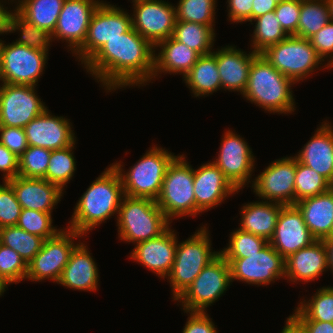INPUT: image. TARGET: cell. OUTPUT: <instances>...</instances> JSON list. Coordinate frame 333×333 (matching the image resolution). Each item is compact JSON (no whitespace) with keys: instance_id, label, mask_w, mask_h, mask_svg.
I'll return each mask as SVG.
<instances>
[{"instance_id":"6f0895ef","label":"cell","mask_w":333,"mask_h":333,"mask_svg":"<svg viewBox=\"0 0 333 333\" xmlns=\"http://www.w3.org/2000/svg\"><path fill=\"white\" fill-rule=\"evenodd\" d=\"M280 333H304L301 327L289 316L285 321V326Z\"/></svg>"},{"instance_id":"4316f807","label":"cell","mask_w":333,"mask_h":333,"mask_svg":"<svg viewBox=\"0 0 333 333\" xmlns=\"http://www.w3.org/2000/svg\"><path fill=\"white\" fill-rule=\"evenodd\" d=\"M88 249V245L81 241L74 247L57 284L78 291L98 290L99 270Z\"/></svg>"},{"instance_id":"1f68e13d","label":"cell","mask_w":333,"mask_h":333,"mask_svg":"<svg viewBox=\"0 0 333 333\" xmlns=\"http://www.w3.org/2000/svg\"><path fill=\"white\" fill-rule=\"evenodd\" d=\"M65 0H12L15 10L34 26L52 34Z\"/></svg>"},{"instance_id":"f6af8a7d","label":"cell","mask_w":333,"mask_h":333,"mask_svg":"<svg viewBox=\"0 0 333 333\" xmlns=\"http://www.w3.org/2000/svg\"><path fill=\"white\" fill-rule=\"evenodd\" d=\"M28 264L12 248L0 243V280L8 287L25 281Z\"/></svg>"},{"instance_id":"836d02e7","label":"cell","mask_w":333,"mask_h":333,"mask_svg":"<svg viewBox=\"0 0 333 333\" xmlns=\"http://www.w3.org/2000/svg\"><path fill=\"white\" fill-rule=\"evenodd\" d=\"M307 300V301H306ZM293 320H316L333 323V288L323 286L309 298L300 299L293 314Z\"/></svg>"},{"instance_id":"cb8c5ba5","label":"cell","mask_w":333,"mask_h":333,"mask_svg":"<svg viewBox=\"0 0 333 333\" xmlns=\"http://www.w3.org/2000/svg\"><path fill=\"white\" fill-rule=\"evenodd\" d=\"M8 182L22 209L52 213L66 192L58 185L41 178L17 176Z\"/></svg>"},{"instance_id":"9c48e42d","label":"cell","mask_w":333,"mask_h":333,"mask_svg":"<svg viewBox=\"0 0 333 333\" xmlns=\"http://www.w3.org/2000/svg\"><path fill=\"white\" fill-rule=\"evenodd\" d=\"M232 285L229 263L219 254L175 300L187 312H207Z\"/></svg>"},{"instance_id":"83f0119b","label":"cell","mask_w":333,"mask_h":333,"mask_svg":"<svg viewBox=\"0 0 333 333\" xmlns=\"http://www.w3.org/2000/svg\"><path fill=\"white\" fill-rule=\"evenodd\" d=\"M200 56L198 52L190 49L171 36L159 42L154 47V71L152 80H156V78L160 77L163 73L164 75L167 73L177 75L179 73L183 78L192 69Z\"/></svg>"},{"instance_id":"11a10c76","label":"cell","mask_w":333,"mask_h":333,"mask_svg":"<svg viewBox=\"0 0 333 333\" xmlns=\"http://www.w3.org/2000/svg\"><path fill=\"white\" fill-rule=\"evenodd\" d=\"M284 0H253L252 3V20L266 14L267 12L274 11L276 5Z\"/></svg>"},{"instance_id":"3957f363","label":"cell","mask_w":333,"mask_h":333,"mask_svg":"<svg viewBox=\"0 0 333 333\" xmlns=\"http://www.w3.org/2000/svg\"><path fill=\"white\" fill-rule=\"evenodd\" d=\"M295 84L258 54L252 60L242 97L270 114H293L296 102L291 87Z\"/></svg>"},{"instance_id":"816d5d0a","label":"cell","mask_w":333,"mask_h":333,"mask_svg":"<svg viewBox=\"0 0 333 333\" xmlns=\"http://www.w3.org/2000/svg\"><path fill=\"white\" fill-rule=\"evenodd\" d=\"M253 0H227L228 21L241 24L252 21Z\"/></svg>"},{"instance_id":"6125c7cd","label":"cell","mask_w":333,"mask_h":333,"mask_svg":"<svg viewBox=\"0 0 333 333\" xmlns=\"http://www.w3.org/2000/svg\"><path fill=\"white\" fill-rule=\"evenodd\" d=\"M143 1H146V0H132L131 3L135 4V3H138V2H143Z\"/></svg>"},{"instance_id":"f5cc1de1","label":"cell","mask_w":333,"mask_h":333,"mask_svg":"<svg viewBox=\"0 0 333 333\" xmlns=\"http://www.w3.org/2000/svg\"><path fill=\"white\" fill-rule=\"evenodd\" d=\"M19 157L9 151L0 143V172L3 173L2 181H8L18 176Z\"/></svg>"},{"instance_id":"52a82bcc","label":"cell","mask_w":333,"mask_h":333,"mask_svg":"<svg viewBox=\"0 0 333 333\" xmlns=\"http://www.w3.org/2000/svg\"><path fill=\"white\" fill-rule=\"evenodd\" d=\"M186 155H177L169 164L156 203L171 221L195 217L193 166Z\"/></svg>"},{"instance_id":"4dcf8cb0","label":"cell","mask_w":333,"mask_h":333,"mask_svg":"<svg viewBox=\"0 0 333 333\" xmlns=\"http://www.w3.org/2000/svg\"><path fill=\"white\" fill-rule=\"evenodd\" d=\"M194 97H207L222 89L216 57L213 53L201 55L192 69L182 78Z\"/></svg>"},{"instance_id":"db71d44e","label":"cell","mask_w":333,"mask_h":333,"mask_svg":"<svg viewBox=\"0 0 333 333\" xmlns=\"http://www.w3.org/2000/svg\"><path fill=\"white\" fill-rule=\"evenodd\" d=\"M304 333H333V323L316 320H294Z\"/></svg>"},{"instance_id":"7dc6e473","label":"cell","mask_w":333,"mask_h":333,"mask_svg":"<svg viewBox=\"0 0 333 333\" xmlns=\"http://www.w3.org/2000/svg\"><path fill=\"white\" fill-rule=\"evenodd\" d=\"M300 10L301 0H284L276 5L274 12L288 36H297Z\"/></svg>"},{"instance_id":"e575fe53","label":"cell","mask_w":333,"mask_h":333,"mask_svg":"<svg viewBox=\"0 0 333 333\" xmlns=\"http://www.w3.org/2000/svg\"><path fill=\"white\" fill-rule=\"evenodd\" d=\"M214 29L215 27L198 23L176 21L172 37L200 55H206L214 50L213 46L216 40Z\"/></svg>"},{"instance_id":"f35d334b","label":"cell","mask_w":333,"mask_h":333,"mask_svg":"<svg viewBox=\"0 0 333 333\" xmlns=\"http://www.w3.org/2000/svg\"><path fill=\"white\" fill-rule=\"evenodd\" d=\"M76 142L64 149L51 150L50 162L43 179L58 185L64 190L70 180H72L76 171V159L74 156V148Z\"/></svg>"},{"instance_id":"d6a6232c","label":"cell","mask_w":333,"mask_h":333,"mask_svg":"<svg viewBox=\"0 0 333 333\" xmlns=\"http://www.w3.org/2000/svg\"><path fill=\"white\" fill-rule=\"evenodd\" d=\"M19 33V38L13 42L49 53L52 35L45 29L38 28L23 18L14 8H10L6 21V33Z\"/></svg>"},{"instance_id":"4fadbf2b","label":"cell","mask_w":333,"mask_h":333,"mask_svg":"<svg viewBox=\"0 0 333 333\" xmlns=\"http://www.w3.org/2000/svg\"><path fill=\"white\" fill-rule=\"evenodd\" d=\"M220 143L218 156L212 162L237 190H243L242 188L254 180L252 179V172L256 169L254 153L246 140L231 129L225 130Z\"/></svg>"},{"instance_id":"44dd1931","label":"cell","mask_w":333,"mask_h":333,"mask_svg":"<svg viewBox=\"0 0 333 333\" xmlns=\"http://www.w3.org/2000/svg\"><path fill=\"white\" fill-rule=\"evenodd\" d=\"M316 239L310 233L296 205L281 207L274 234L269 243L286 259L298 250L310 246Z\"/></svg>"},{"instance_id":"7a4b0ae2","label":"cell","mask_w":333,"mask_h":333,"mask_svg":"<svg viewBox=\"0 0 333 333\" xmlns=\"http://www.w3.org/2000/svg\"><path fill=\"white\" fill-rule=\"evenodd\" d=\"M123 196L120 175L110 164L81 195L66 227L87 236L88 232L118 214Z\"/></svg>"},{"instance_id":"484cf974","label":"cell","mask_w":333,"mask_h":333,"mask_svg":"<svg viewBox=\"0 0 333 333\" xmlns=\"http://www.w3.org/2000/svg\"><path fill=\"white\" fill-rule=\"evenodd\" d=\"M284 264V279L289 283L305 284L318 279L323 272L329 271L327 249L323 240H316L310 246L291 254Z\"/></svg>"},{"instance_id":"d4e9b609","label":"cell","mask_w":333,"mask_h":333,"mask_svg":"<svg viewBox=\"0 0 333 333\" xmlns=\"http://www.w3.org/2000/svg\"><path fill=\"white\" fill-rule=\"evenodd\" d=\"M314 132L294 157L333 185V125L325 119Z\"/></svg>"},{"instance_id":"681fc988","label":"cell","mask_w":333,"mask_h":333,"mask_svg":"<svg viewBox=\"0 0 333 333\" xmlns=\"http://www.w3.org/2000/svg\"><path fill=\"white\" fill-rule=\"evenodd\" d=\"M0 143L17 157H20L28 148L25 130L21 127L0 125Z\"/></svg>"},{"instance_id":"2e32d148","label":"cell","mask_w":333,"mask_h":333,"mask_svg":"<svg viewBox=\"0 0 333 333\" xmlns=\"http://www.w3.org/2000/svg\"><path fill=\"white\" fill-rule=\"evenodd\" d=\"M36 90V86L0 83V125L24 128L42 114L48 107Z\"/></svg>"},{"instance_id":"5b68a950","label":"cell","mask_w":333,"mask_h":333,"mask_svg":"<svg viewBox=\"0 0 333 333\" xmlns=\"http://www.w3.org/2000/svg\"><path fill=\"white\" fill-rule=\"evenodd\" d=\"M115 218L119 239L133 245L158 237L172 223L155 200L126 195L121 200Z\"/></svg>"},{"instance_id":"c3c4849f","label":"cell","mask_w":333,"mask_h":333,"mask_svg":"<svg viewBox=\"0 0 333 333\" xmlns=\"http://www.w3.org/2000/svg\"><path fill=\"white\" fill-rule=\"evenodd\" d=\"M312 46L315 48L318 56L324 64L333 68V21H329L316 34L309 38ZM327 60V61H326ZM327 62V63H325Z\"/></svg>"},{"instance_id":"9a60e30c","label":"cell","mask_w":333,"mask_h":333,"mask_svg":"<svg viewBox=\"0 0 333 333\" xmlns=\"http://www.w3.org/2000/svg\"><path fill=\"white\" fill-rule=\"evenodd\" d=\"M296 158L286 156L271 162L258 174L251 188L258 199L295 205Z\"/></svg>"},{"instance_id":"7bdbcfd3","label":"cell","mask_w":333,"mask_h":333,"mask_svg":"<svg viewBox=\"0 0 333 333\" xmlns=\"http://www.w3.org/2000/svg\"><path fill=\"white\" fill-rule=\"evenodd\" d=\"M52 223V213L22 209L16 226L46 240L62 230V228L57 229V226H53Z\"/></svg>"},{"instance_id":"e0dca14e","label":"cell","mask_w":333,"mask_h":333,"mask_svg":"<svg viewBox=\"0 0 333 333\" xmlns=\"http://www.w3.org/2000/svg\"><path fill=\"white\" fill-rule=\"evenodd\" d=\"M171 2L146 0L133 4L132 28L153 47L172 36L177 21Z\"/></svg>"},{"instance_id":"f546056e","label":"cell","mask_w":333,"mask_h":333,"mask_svg":"<svg viewBox=\"0 0 333 333\" xmlns=\"http://www.w3.org/2000/svg\"><path fill=\"white\" fill-rule=\"evenodd\" d=\"M283 204L258 200L243 204L240 214V230L266 239L274 234L277 219Z\"/></svg>"},{"instance_id":"be15d7a7","label":"cell","mask_w":333,"mask_h":333,"mask_svg":"<svg viewBox=\"0 0 333 333\" xmlns=\"http://www.w3.org/2000/svg\"><path fill=\"white\" fill-rule=\"evenodd\" d=\"M328 239L333 240V229H332L331 234L329 235Z\"/></svg>"},{"instance_id":"8fae6325","label":"cell","mask_w":333,"mask_h":333,"mask_svg":"<svg viewBox=\"0 0 333 333\" xmlns=\"http://www.w3.org/2000/svg\"><path fill=\"white\" fill-rule=\"evenodd\" d=\"M47 59L46 52L0 39V82L37 87Z\"/></svg>"},{"instance_id":"ee69618b","label":"cell","mask_w":333,"mask_h":333,"mask_svg":"<svg viewBox=\"0 0 333 333\" xmlns=\"http://www.w3.org/2000/svg\"><path fill=\"white\" fill-rule=\"evenodd\" d=\"M50 156L51 150L49 149L28 146L19 157L18 176L43 179L50 162Z\"/></svg>"},{"instance_id":"f1b7e54d","label":"cell","mask_w":333,"mask_h":333,"mask_svg":"<svg viewBox=\"0 0 333 333\" xmlns=\"http://www.w3.org/2000/svg\"><path fill=\"white\" fill-rule=\"evenodd\" d=\"M316 240L328 238L333 229V188L295 203Z\"/></svg>"},{"instance_id":"8992f818","label":"cell","mask_w":333,"mask_h":333,"mask_svg":"<svg viewBox=\"0 0 333 333\" xmlns=\"http://www.w3.org/2000/svg\"><path fill=\"white\" fill-rule=\"evenodd\" d=\"M207 225L202 224L185 241L179 242L177 239L174 263L166 277L170 283L173 301L195 280L202 269L220 254V251L212 250Z\"/></svg>"},{"instance_id":"8d00e7d4","label":"cell","mask_w":333,"mask_h":333,"mask_svg":"<svg viewBox=\"0 0 333 333\" xmlns=\"http://www.w3.org/2000/svg\"><path fill=\"white\" fill-rule=\"evenodd\" d=\"M330 21L326 0H301L297 36L309 39Z\"/></svg>"},{"instance_id":"603a6c76","label":"cell","mask_w":333,"mask_h":333,"mask_svg":"<svg viewBox=\"0 0 333 333\" xmlns=\"http://www.w3.org/2000/svg\"><path fill=\"white\" fill-rule=\"evenodd\" d=\"M212 53L216 57L222 90L238 92L243 95L247 83L252 60L258 55L250 49L247 54L235 45H226Z\"/></svg>"},{"instance_id":"9f6ffc18","label":"cell","mask_w":333,"mask_h":333,"mask_svg":"<svg viewBox=\"0 0 333 333\" xmlns=\"http://www.w3.org/2000/svg\"><path fill=\"white\" fill-rule=\"evenodd\" d=\"M10 1L11 4L12 0H0V35H3L4 33H6V21L8 18V12H9V8L8 6H6V4H8ZM8 2V3H6ZM5 4V5H4Z\"/></svg>"},{"instance_id":"bcb514c9","label":"cell","mask_w":333,"mask_h":333,"mask_svg":"<svg viewBox=\"0 0 333 333\" xmlns=\"http://www.w3.org/2000/svg\"><path fill=\"white\" fill-rule=\"evenodd\" d=\"M22 207L8 181L0 183V228L16 226Z\"/></svg>"},{"instance_id":"7c38bea8","label":"cell","mask_w":333,"mask_h":333,"mask_svg":"<svg viewBox=\"0 0 333 333\" xmlns=\"http://www.w3.org/2000/svg\"><path fill=\"white\" fill-rule=\"evenodd\" d=\"M83 237L85 236L63 227L54 237L44 240L40 251L28 263L25 279L36 283L47 279L57 283L74 247Z\"/></svg>"},{"instance_id":"ffe728a7","label":"cell","mask_w":333,"mask_h":333,"mask_svg":"<svg viewBox=\"0 0 333 333\" xmlns=\"http://www.w3.org/2000/svg\"><path fill=\"white\" fill-rule=\"evenodd\" d=\"M70 119L52 115L47 108L25 127L28 146L59 150L73 145L77 139Z\"/></svg>"},{"instance_id":"7402d4cb","label":"cell","mask_w":333,"mask_h":333,"mask_svg":"<svg viewBox=\"0 0 333 333\" xmlns=\"http://www.w3.org/2000/svg\"><path fill=\"white\" fill-rule=\"evenodd\" d=\"M171 227L158 237L136 243L129 256L164 280L171 272L177 248V233Z\"/></svg>"},{"instance_id":"d590c367","label":"cell","mask_w":333,"mask_h":333,"mask_svg":"<svg viewBox=\"0 0 333 333\" xmlns=\"http://www.w3.org/2000/svg\"><path fill=\"white\" fill-rule=\"evenodd\" d=\"M250 23L251 25H254L253 36L251 35L250 49L255 53L260 54L267 47L277 44L288 36L281 28L274 11L267 12L266 14L255 18Z\"/></svg>"},{"instance_id":"60d3db41","label":"cell","mask_w":333,"mask_h":333,"mask_svg":"<svg viewBox=\"0 0 333 333\" xmlns=\"http://www.w3.org/2000/svg\"><path fill=\"white\" fill-rule=\"evenodd\" d=\"M332 185L319 173L296 159L295 203L328 191Z\"/></svg>"},{"instance_id":"94428289","label":"cell","mask_w":333,"mask_h":333,"mask_svg":"<svg viewBox=\"0 0 333 333\" xmlns=\"http://www.w3.org/2000/svg\"><path fill=\"white\" fill-rule=\"evenodd\" d=\"M8 287L0 280V297L3 296L4 292Z\"/></svg>"},{"instance_id":"ab89813d","label":"cell","mask_w":333,"mask_h":333,"mask_svg":"<svg viewBox=\"0 0 333 333\" xmlns=\"http://www.w3.org/2000/svg\"><path fill=\"white\" fill-rule=\"evenodd\" d=\"M216 3L217 0H179L175 5L177 21L215 27Z\"/></svg>"},{"instance_id":"91938a15","label":"cell","mask_w":333,"mask_h":333,"mask_svg":"<svg viewBox=\"0 0 333 333\" xmlns=\"http://www.w3.org/2000/svg\"><path fill=\"white\" fill-rule=\"evenodd\" d=\"M329 6L330 20L333 21V0H326Z\"/></svg>"},{"instance_id":"277c9868","label":"cell","mask_w":333,"mask_h":333,"mask_svg":"<svg viewBox=\"0 0 333 333\" xmlns=\"http://www.w3.org/2000/svg\"><path fill=\"white\" fill-rule=\"evenodd\" d=\"M156 145L153 144L127 171L123 169L122 161L112 163L120 175L124 195L155 201L158 198L167 168L176 155Z\"/></svg>"},{"instance_id":"b9f144b4","label":"cell","mask_w":333,"mask_h":333,"mask_svg":"<svg viewBox=\"0 0 333 333\" xmlns=\"http://www.w3.org/2000/svg\"><path fill=\"white\" fill-rule=\"evenodd\" d=\"M228 246L219 250L224 258H246V255L258 253L269 242L257 235L236 228L229 234Z\"/></svg>"},{"instance_id":"d6986e66","label":"cell","mask_w":333,"mask_h":333,"mask_svg":"<svg viewBox=\"0 0 333 333\" xmlns=\"http://www.w3.org/2000/svg\"><path fill=\"white\" fill-rule=\"evenodd\" d=\"M194 196H195V218L200 213L206 212L224 203V201L238 194L223 172L210 160L200 167L193 168Z\"/></svg>"},{"instance_id":"6da1fadb","label":"cell","mask_w":333,"mask_h":333,"mask_svg":"<svg viewBox=\"0 0 333 333\" xmlns=\"http://www.w3.org/2000/svg\"><path fill=\"white\" fill-rule=\"evenodd\" d=\"M82 67L101 83L106 93L126 87L140 88L152 82L154 47L131 28L108 40Z\"/></svg>"},{"instance_id":"74e56055","label":"cell","mask_w":333,"mask_h":333,"mask_svg":"<svg viewBox=\"0 0 333 333\" xmlns=\"http://www.w3.org/2000/svg\"><path fill=\"white\" fill-rule=\"evenodd\" d=\"M44 239L17 226L0 228V243L12 248L28 264L40 251Z\"/></svg>"},{"instance_id":"ac0fdd59","label":"cell","mask_w":333,"mask_h":333,"mask_svg":"<svg viewBox=\"0 0 333 333\" xmlns=\"http://www.w3.org/2000/svg\"><path fill=\"white\" fill-rule=\"evenodd\" d=\"M103 0H65L52 41H63L73 54L84 42L94 11ZM70 49V50H69Z\"/></svg>"},{"instance_id":"ba28073f","label":"cell","mask_w":333,"mask_h":333,"mask_svg":"<svg viewBox=\"0 0 333 333\" xmlns=\"http://www.w3.org/2000/svg\"><path fill=\"white\" fill-rule=\"evenodd\" d=\"M260 54L277 71L296 84L303 82L304 79L312 78L310 75L315 74L316 70L330 69L327 64H323V60L318 56L309 39L294 35L287 36L277 44L267 47Z\"/></svg>"},{"instance_id":"680465c9","label":"cell","mask_w":333,"mask_h":333,"mask_svg":"<svg viewBox=\"0 0 333 333\" xmlns=\"http://www.w3.org/2000/svg\"><path fill=\"white\" fill-rule=\"evenodd\" d=\"M323 242L327 249L328 268L333 274V240L325 238Z\"/></svg>"},{"instance_id":"5bb4252c","label":"cell","mask_w":333,"mask_h":333,"mask_svg":"<svg viewBox=\"0 0 333 333\" xmlns=\"http://www.w3.org/2000/svg\"><path fill=\"white\" fill-rule=\"evenodd\" d=\"M230 265L231 281L267 286L285 277V259L268 243L246 258H225Z\"/></svg>"},{"instance_id":"30bf717a","label":"cell","mask_w":333,"mask_h":333,"mask_svg":"<svg viewBox=\"0 0 333 333\" xmlns=\"http://www.w3.org/2000/svg\"><path fill=\"white\" fill-rule=\"evenodd\" d=\"M102 1L94 11L86 38L72 56L84 66L97 51L108 41L132 28V17L129 12L117 5ZM129 13V14H128Z\"/></svg>"},{"instance_id":"f907efd6","label":"cell","mask_w":333,"mask_h":333,"mask_svg":"<svg viewBox=\"0 0 333 333\" xmlns=\"http://www.w3.org/2000/svg\"><path fill=\"white\" fill-rule=\"evenodd\" d=\"M184 313L188 318L182 333H218L217 326L207 312L184 311Z\"/></svg>"}]
</instances>
